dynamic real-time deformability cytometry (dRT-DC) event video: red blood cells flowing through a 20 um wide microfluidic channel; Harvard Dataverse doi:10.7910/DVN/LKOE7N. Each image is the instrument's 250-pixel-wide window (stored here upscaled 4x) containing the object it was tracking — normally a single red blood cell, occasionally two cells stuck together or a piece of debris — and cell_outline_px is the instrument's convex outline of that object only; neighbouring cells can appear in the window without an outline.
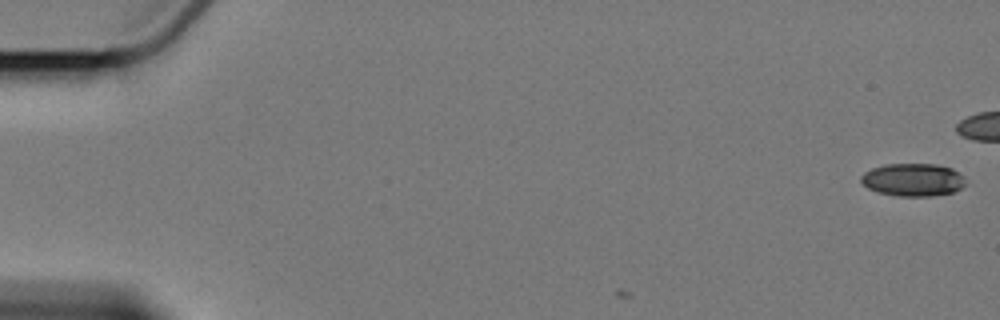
{"species": "Egyptian fruit bat (a non-hibernating species)", "species_latin": "Rousettus aegyptiacus", "temperature_condition": "cold", "stored_images_in_passage": 15, "camera_frame_rate_fps": 3000, "um_per_image_px": 0.085, "animal": {"sex": "female"}, "frame": {"image": 1, "passage_image": 1, "time_ms": 0.0, "image_size_px": [1000, 320], "cell_outline_px": [[968, 184], [952, 192], [936, 196], [896, 196], [876, 192], [868, 188], [860, 180], [860, 176], [864, 172], [872, 168], [884, 164], [936, 164], [952, 168], [960, 172], [964, 176]], "centroid_in_image_um": [77.63, 15.28], "position_along_channel_um": 7.4, "area_um2": 20.35}}
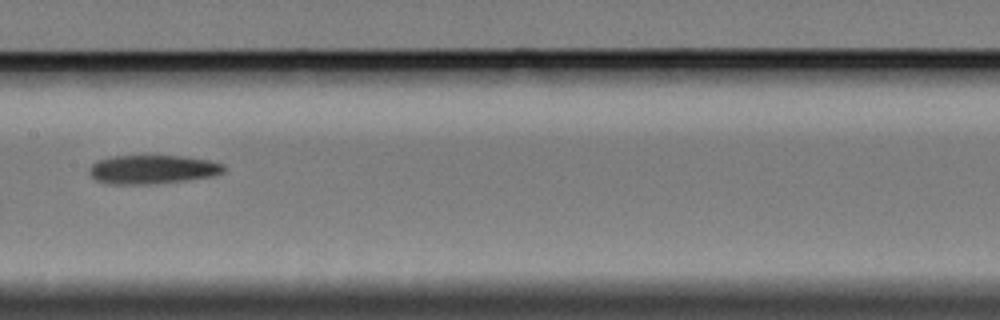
{"frame": {"image": 2, "passage_image": 10, "time_ms": 11.667, "image_size_px": [1000, 320], "cell_outline_px": [[228, 168], [224, 172], [216, 176], [188, 180], [156, 184], [104, 184], [96, 180], [88, 172], [88, 168], [96, 160], [112, 156], [184, 156], [208, 160], [224, 164]], "centroid_in_image_um": [12.98, 14.41], "position_along_channel_um": 194.4, "area_um2": 23.06}}
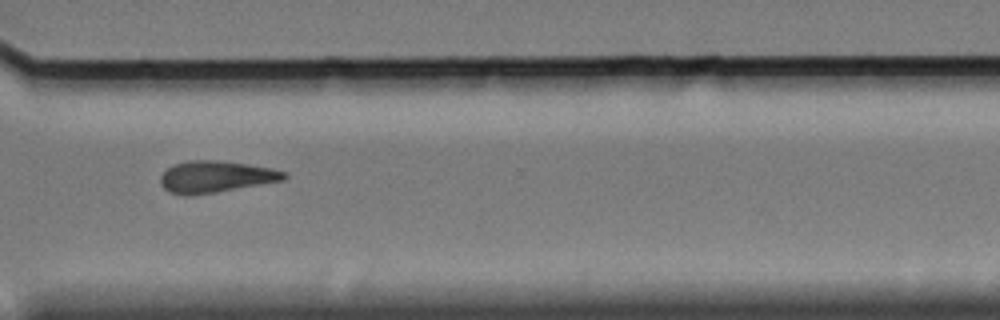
{"frame": {"image": 3, "passage_image": 14, "time_ms": 16.333, "image_size_px": [1000, 320], "cell_outline_px": [[288, 176], [284, 180], [216, 192], [188, 196], [184, 196], [168, 192], [160, 184], [160, 176], [168, 168], [176, 164], [188, 160], [212, 160], [248, 164], [272, 168], [284, 172]], "centroid_in_image_um": [18.31, 15.03], "position_along_channel_um": 352.3, "area_um2": 22.72}}